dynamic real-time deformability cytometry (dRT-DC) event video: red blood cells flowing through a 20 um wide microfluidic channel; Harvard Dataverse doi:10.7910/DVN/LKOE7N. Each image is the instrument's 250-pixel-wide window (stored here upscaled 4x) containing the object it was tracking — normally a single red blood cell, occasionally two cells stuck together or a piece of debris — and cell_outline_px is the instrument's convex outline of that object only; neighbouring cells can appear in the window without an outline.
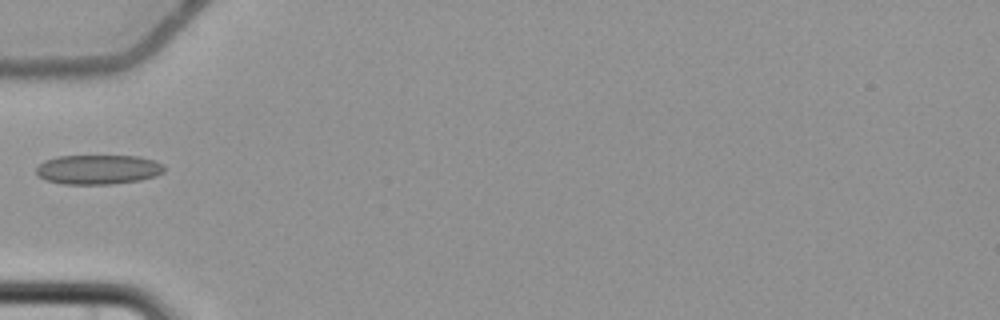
{"species": "common noctule bat (a hibernating species)", "species_latin": "Nyctalus noctula", "temperature_condition": "cold", "stored_images_in_passage": 1, "camera_frame_rate_fps": 3000, "um_per_image_px": 0.085, "animal": {"sex": "female", "body_mass_g": 22.7, "forearm_length_mm": 54.2}, "frame": {"image": 1, "passage_image": 1, "time_ms": 0.0, "image_size_px": [1000, 320], "cell_outline_px": [[164, 172], [156, 176], [140, 180], [112, 184], [64, 184], [44, 180], [36, 176], [36, 168], [44, 160], [56, 156], [140, 156], [164, 164]], "centroid_in_image_um": [8.32, 14.41], "position_along_channel_um": 76.7, "area_um2": 22.25}}